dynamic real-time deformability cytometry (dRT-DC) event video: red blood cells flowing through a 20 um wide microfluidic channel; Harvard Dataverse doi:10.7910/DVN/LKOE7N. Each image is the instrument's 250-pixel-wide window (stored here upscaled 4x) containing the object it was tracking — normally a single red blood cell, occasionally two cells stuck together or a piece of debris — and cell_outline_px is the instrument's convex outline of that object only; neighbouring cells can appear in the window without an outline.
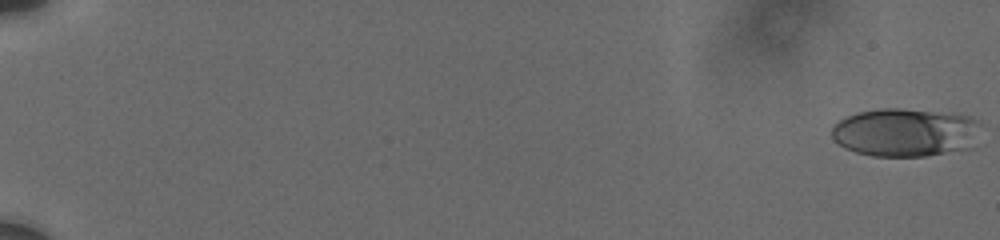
{"species": "human", "species_latin": "Homo sapiens", "temperature_condition": "cold", "stored_images_in_passage": 54, "camera_frame_rate_fps": 3000, "um_per_image_px": 0.085, "donor": {"sex": "male"}, "frame": {"image": 1, "passage_image": 1, "time_ms": 0.0, "image_size_px": [1000, 240], "cell_outline_px": [[980, 124], [972, 148], [924, 156], [872, 156], [856, 152], [844, 148], [832, 136], [832, 124], [856, 112], [880, 108], [900, 108], [968, 116], [980, 120]], "centroid_in_image_um": [76.93, 11.26], "position_along_channel_um": 8.1, "area_um2": 41.91}}
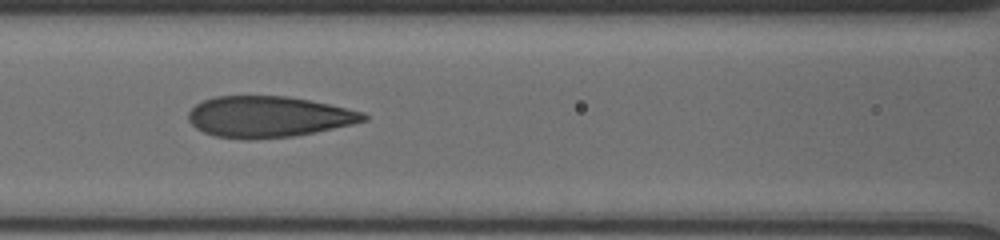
{"frame": {"image": 2, "passage_image": 32, "time_ms": 9.333, "image_size_px": [1000, 240], "cell_outline_px": [[368, 120], [352, 124], [292, 136], [248, 140], [244, 140], [216, 136], [204, 132], [196, 128], [188, 120], [188, 112], [196, 104], [204, 100], [216, 96], [288, 96], [328, 104], [364, 112], [368, 116]], "centroid_in_image_um": [22.79, 9.92], "position_along_channel_um": 143.8, "area_um2": 41.73}}
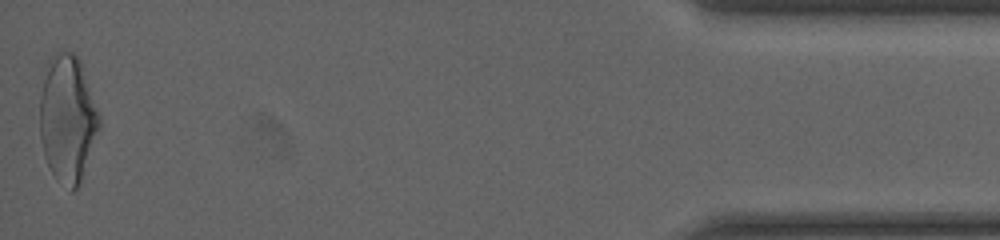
{"frame": {"image": 3, "passage_image": 54, "time_ms": 19.0, "image_size_px": [1000, 240], "cell_outline_px": [[100, 128], [80, 180], [76, 188], [72, 192], [48, 168], [44, 156], [40, 136], [40, 96], [48, 60], [60, 52], [72, 52], [80, 60], [100, 116]], "centroid_in_image_um": [5.74, 10.08], "position_along_channel_um": 429.5, "area_um2": 43.35}, "authors_computed_cell_mechanics": {"area_um2": 41.6449, "velocity_mm_per_s": 3.7453, "shape_relaxation_time_tau1_ms": 5.4473, "shape_relaxation_time_tau2_ms": 1.0431, "deformation_change_tau1": 0.1766, "deformation_change_tau2": 0.0765}}